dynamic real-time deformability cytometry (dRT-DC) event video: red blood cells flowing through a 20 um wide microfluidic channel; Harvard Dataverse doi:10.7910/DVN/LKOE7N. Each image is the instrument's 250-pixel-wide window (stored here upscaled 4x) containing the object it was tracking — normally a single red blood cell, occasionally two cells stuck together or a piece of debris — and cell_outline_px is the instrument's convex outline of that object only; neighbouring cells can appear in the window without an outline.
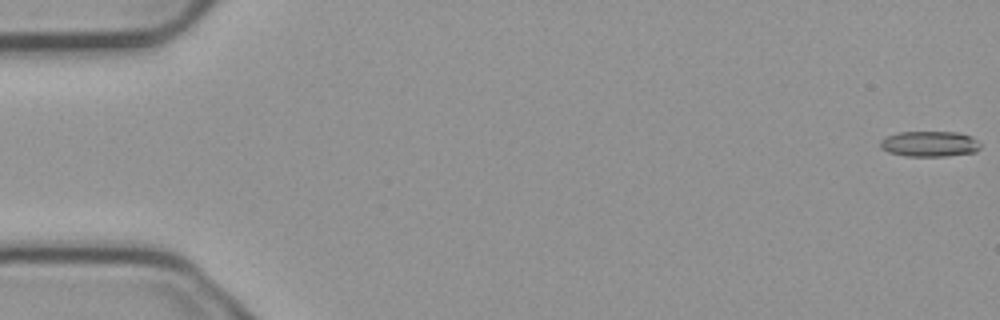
{"species": "common noctule bat (a hibernating species)", "species_latin": "Nyctalus noctula", "temperature_condition": "cold", "stored_images_in_passage": 5, "camera_frame_rate_fps": 3000, "um_per_image_px": 0.085, "animal": {"sex": "male", "body_mass_g": 23.1, "forearm_length_mm": 52.7}, "frame": {"image": 1, "passage_image": 1, "time_ms": 0.0, "image_size_px": [1000, 320], "cell_outline_px": [[980, 148], [976, 152], [944, 156], [904, 156], [888, 152], [880, 148], [880, 140], [888, 136], [900, 132], [956, 132], [972, 136], [980, 144]], "centroid_in_image_um": [79.01, 12.23], "position_along_channel_um": 6.0, "area_um2": 14.91}}
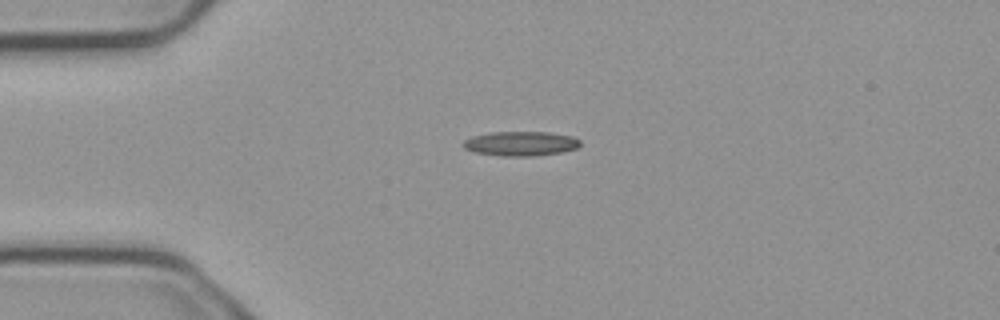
{"frame": {"image": 2, "passage_image": 4, "time_ms": 1.0, "image_size_px": [1000, 320], "cell_outline_px": [[580, 144], [576, 148], [560, 152], [536, 156], [500, 156], [476, 152], [464, 148], [460, 144], [464, 140], [472, 136], [492, 132], [548, 132], [572, 136], [580, 140]], "centroid_in_image_um": [44.23, 12.2], "position_along_channel_um": 40.8, "area_um2": 16.7}}